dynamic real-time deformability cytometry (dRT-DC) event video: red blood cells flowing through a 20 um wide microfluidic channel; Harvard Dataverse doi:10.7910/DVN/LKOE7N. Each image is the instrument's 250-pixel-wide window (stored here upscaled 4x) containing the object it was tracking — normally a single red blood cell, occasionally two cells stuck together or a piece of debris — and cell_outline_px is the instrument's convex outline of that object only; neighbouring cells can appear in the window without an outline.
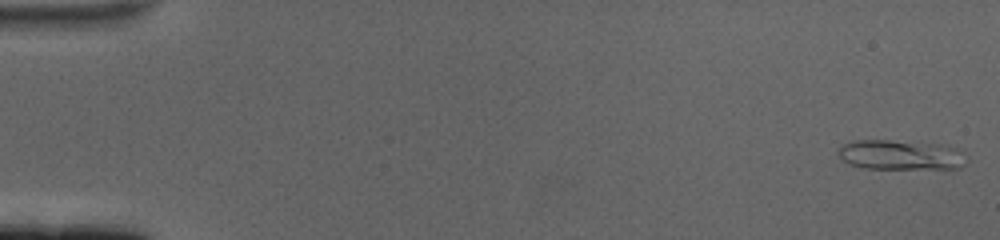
{"species": "human", "species_latin": "Homo sapiens", "temperature_condition": "cold", "stored_images_in_passage": 60, "camera_frame_rate_fps": 3000, "um_per_image_px": 0.085, "donor": {"sex": "female"}, "frame": {"image": 1, "passage_image": 1, "time_ms": 0.0, "image_size_px": [1000, 240], "cell_outline_px": [[964, 164], [960, 168], [864, 168], [848, 164], [836, 152], [844, 144], [852, 140], [888, 140], [948, 144], [964, 148]], "centroid_in_image_um": [76.61, 13.14], "position_along_channel_um": 8.4, "area_um2": 22.6}}
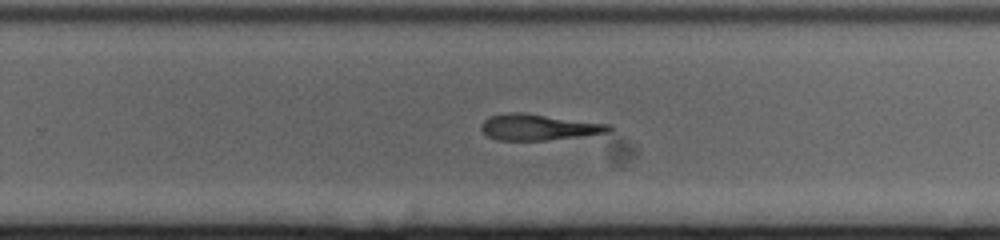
{"frame": {"image": 2, "passage_image": 39, "time_ms": 12.667, "image_size_px": [1000, 240], "cell_outline_px": [[612, 128], [608, 132], [580, 136], [544, 140], [496, 140], [488, 136], [480, 128], [480, 124], [488, 116], [508, 112], [520, 112], [612, 124]], "centroid_in_image_um": [45.74, 10.8], "position_along_channel_um": 284.1, "area_um2": 19.36}}
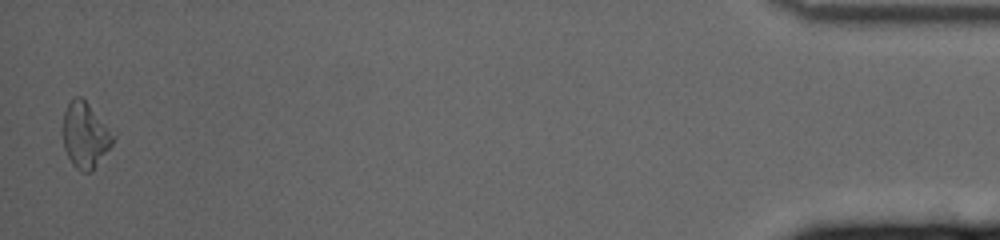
{"frame": {"image": 3, "passage_image": 59, "time_ms": 19.333, "image_size_px": [1000, 240], "cell_outline_px": [[116, 136], [112, 144], [92, 172], [80, 172], [72, 164], [64, 148], [64, 112], [68, 104], [76, 96], [80, 96], [116, 132]], "centroid_in_image_um": [7.29, 11.51], "position_along_channel_um": 427.9, "area_um2": 19.19}}